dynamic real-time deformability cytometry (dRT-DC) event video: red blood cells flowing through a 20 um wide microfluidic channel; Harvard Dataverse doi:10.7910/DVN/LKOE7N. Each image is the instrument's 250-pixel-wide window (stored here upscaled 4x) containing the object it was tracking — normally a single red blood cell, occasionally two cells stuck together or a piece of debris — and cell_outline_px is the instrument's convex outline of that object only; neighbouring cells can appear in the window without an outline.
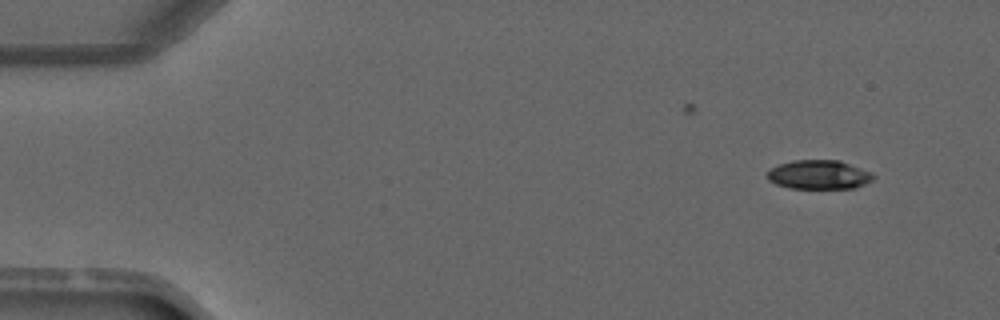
{"species": "common noctule bat (a hibernating species)", "species_latin": "Nyctalus noctula", "temperature_condition": "warm", "stored_images_in_passage": 3, "camera_frame_rate_fps": 3000, "um_per_image_px": 0.085, "animal": {"sex": "male", "forearm_length_mm": 52.5}, "frame": {"image": 1, "passage_image": 1, "time_ms": 0.0, "image_size_px": [1000, 320], "cell_outline_px": [[876, 176], [872, 180], [856, 188], [788, 188], [776, 184], [768, 180], [768, 168], [792, 160], [840, 160], [872, 172]], "centroid_in_image_um": [69.61, 14.84], "position_along_channel_um": 15.4, "area_um2": 18.09}}
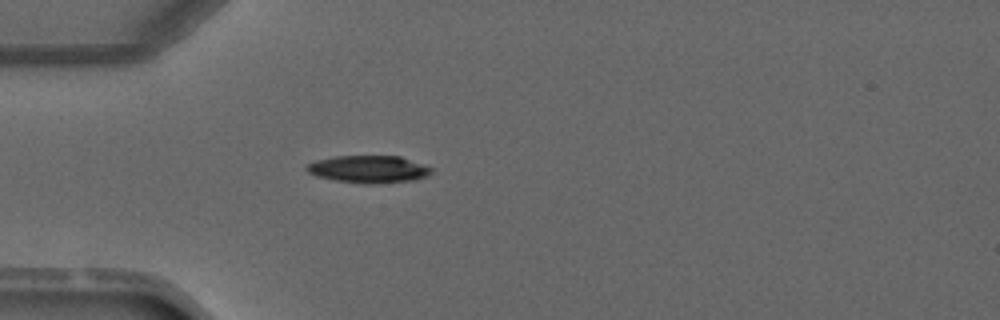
{"frame": {"image": 2, "passage_image": 3, "time_ms": 3.0, "image_size_px": [1000, 320], "cell_outline_px": [[432, 172], [428, 176], [416, 180], [372, 184], [364, 184], [336, 180], [316, 176], [308, 172], [304, 168], [308, 164], [316, 160], [336, 156], [400, 156], [424, 164], [432, 168]], "centroid_in_image_um": [31.36, 14.38], "position_along_channel_um": 53.6, "area_um2": 20.0}}